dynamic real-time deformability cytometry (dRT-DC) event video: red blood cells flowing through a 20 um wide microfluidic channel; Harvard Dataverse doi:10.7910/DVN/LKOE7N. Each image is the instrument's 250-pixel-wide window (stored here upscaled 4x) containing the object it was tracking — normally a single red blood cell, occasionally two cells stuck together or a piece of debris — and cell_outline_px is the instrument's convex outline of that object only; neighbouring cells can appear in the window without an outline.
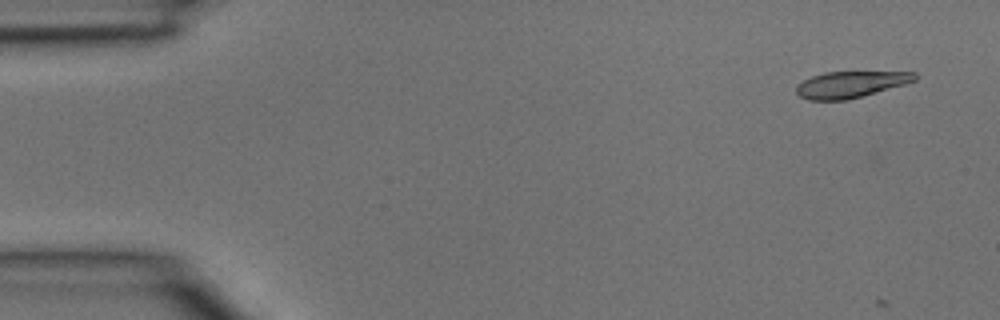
{"species": "common noctule bat (a hibernating species)", "species_latin": "Nyctalus noctula", "temperature_condition": "room temperature", "stored_images_in_passage": 5, "camera_frame_rate_fps": 3000, "um_per_image_px": 0.085, "animal": {"sex": "male", "body_mass_g": 15.6}, "frame": {"image": 1, "passage_image": 1, "time_ms": 0.0, "image_size_px": [1000, 320], "cell_outline_px": [[916, 80], [904, 84], [848, 100], [808, 100], [800, 96], [796, 92], [796, 84], [812, 76], [824, 72], [916, 72]], "centroid_in_image_um": [72.26, 7.18], "position_along_channel_um": 12.7, "area_um2": 18.09}}
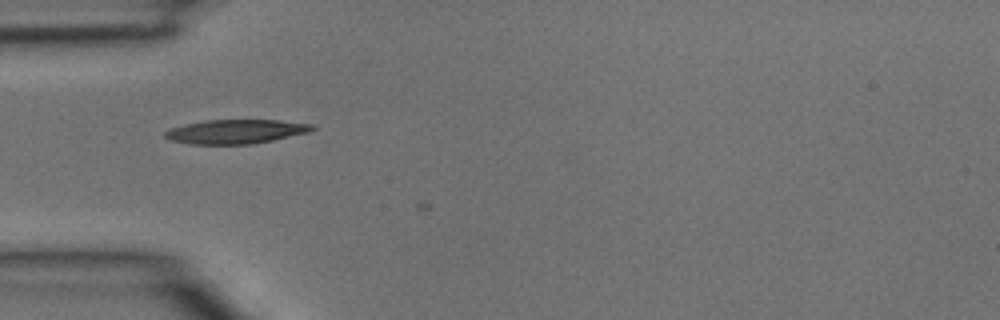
{"frame": {"image": 2, "passage_image": 4, "time_ms": 1.0, "image_size_px": [1000, 320], "cell_outline_px": [[316, 128], [308, 132], [272, 140], [252, 144], [188, 144], [172, 140], [164, 136], [164, 132], [168, 128], [184, 124], [204, 120], [276, 120], [316, 124]], "centroid_in_image_um": [20.02, 11.17], "position_along_channel_um": 65.0, "area_um2": 20.75}}